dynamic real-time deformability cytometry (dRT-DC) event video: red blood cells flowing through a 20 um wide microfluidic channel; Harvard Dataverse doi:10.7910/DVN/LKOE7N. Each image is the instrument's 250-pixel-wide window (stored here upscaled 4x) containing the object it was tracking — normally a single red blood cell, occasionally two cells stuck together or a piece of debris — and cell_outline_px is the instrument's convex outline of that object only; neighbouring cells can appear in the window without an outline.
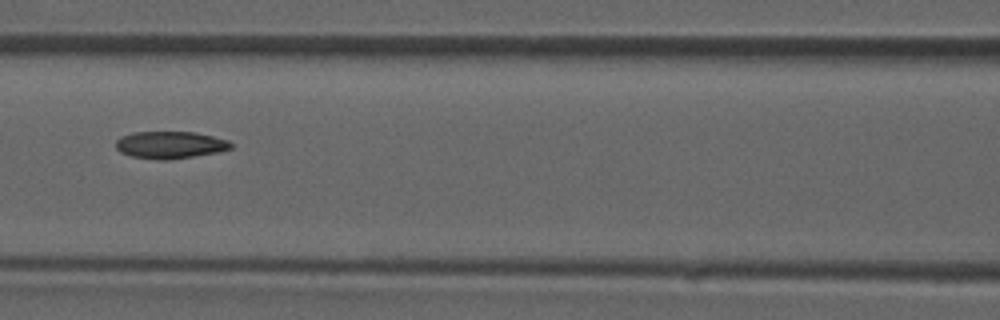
{"species": "common noctule bat (a hibernating species)", "species_latin": "Nyctalus noctula", "temperature_condition": "room temperature", "stored_images_in_passage": 45, "camera_frame_rate_fps": 3000, "um_per_image_px": 0.085, "animal": {"sex": "male", "forearm_length_mm": 52.5}, "frame": {"image": 1, "passage_image": 20, "time_ms": 6.333, "image_size_px": [1000, 320], "cell_outline_px": [[232, 148], [216, 152], [168, 160], [160, 160], [132, 156], [120, 152], [116, 148], [116, 140], [120, 136], [132, 132], [196, 132], [228, 140], [232, 144]], "centroid_in_image_um": [14.43, 12.31], "position_along_channel_um": 152.2, "area_um2": 18.15}}